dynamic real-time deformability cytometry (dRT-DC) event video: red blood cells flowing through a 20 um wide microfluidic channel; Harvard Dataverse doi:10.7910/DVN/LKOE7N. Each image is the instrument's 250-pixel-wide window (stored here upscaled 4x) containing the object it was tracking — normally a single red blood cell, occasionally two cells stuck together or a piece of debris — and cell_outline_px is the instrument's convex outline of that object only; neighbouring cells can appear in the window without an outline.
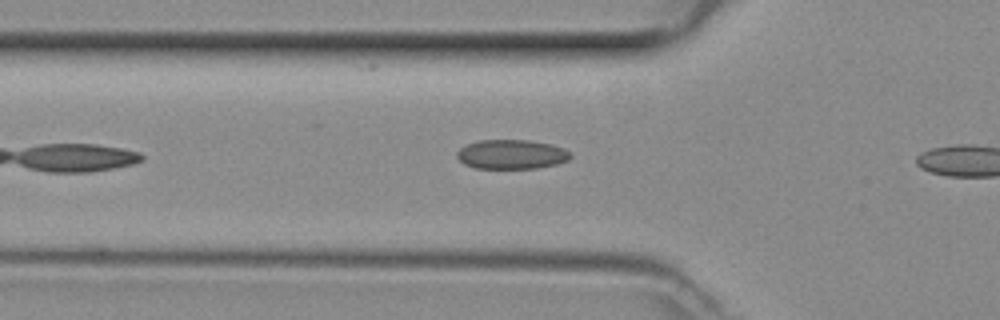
{"species": "common noctule bat (a hibernating species)", "species_latin": "Nyctalus noctula", "temperature_condition": "room temperature", "stored_images_in_passage": 4, "camera_frame_rate_fps": 3000, "um_per_image_px": 0.085, "animal": {"sex": "female", "body_mass_g": 29.2, "forearm_length_mm": 56.3}, "frame": {"image": 1, "passage_image": 3, "time_ms": 0.667, "image_size_px": [1000, 320], "cell_outline_px": [[572, 156], [568, 160], [556, 164], [536, 168], [476, 168], [464, 164], [456, 156], [456, 152], [460, 148], [468, 144], [480, 140], [528, 140], [552, 144], [564, 148]], "centroid_in_image_um": [43.48, 13.11], "position_along_channel_um": 82.3, "area_um2": 19.36}}